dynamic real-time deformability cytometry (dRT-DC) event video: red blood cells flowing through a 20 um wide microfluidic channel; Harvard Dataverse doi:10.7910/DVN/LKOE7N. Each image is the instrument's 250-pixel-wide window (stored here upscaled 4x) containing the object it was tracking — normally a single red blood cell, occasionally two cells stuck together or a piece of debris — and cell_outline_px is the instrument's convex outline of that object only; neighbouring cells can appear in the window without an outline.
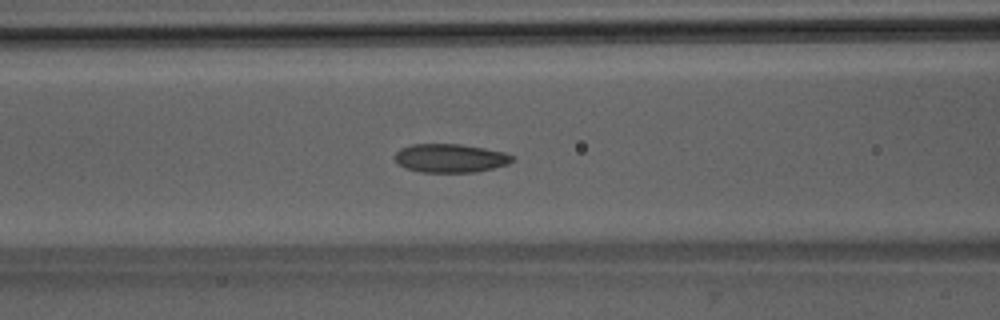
{"species": "Egyptian fruit bat (a non-hibernating species)", "species_latin": "Rousettus aegyptiacus", "temperature_condition": "room temperature", "stored_images_in_passage": 51, "camera_frame_rate_fps": 3000, "um_per_image_px": 0.085, "animal": {"sex": "male"}, "frame": {"image": 1, "passage_image": 21, "time_ms": 6.667, "image_size_px": [1000, 320], "cell_outline_px": [[516, 160], [508, 164], [492, 168], [472, 172], [420, 172], [404, 168], [396, 160], [396, 152], [400, 148], [412, 144], [460, 144], [484, 148], [504, 152], [516, 156]], "centroid_in_image_um": [38.31, 13.44], "position_along_channel_um": 128.3, "area_um2": 19.59}}
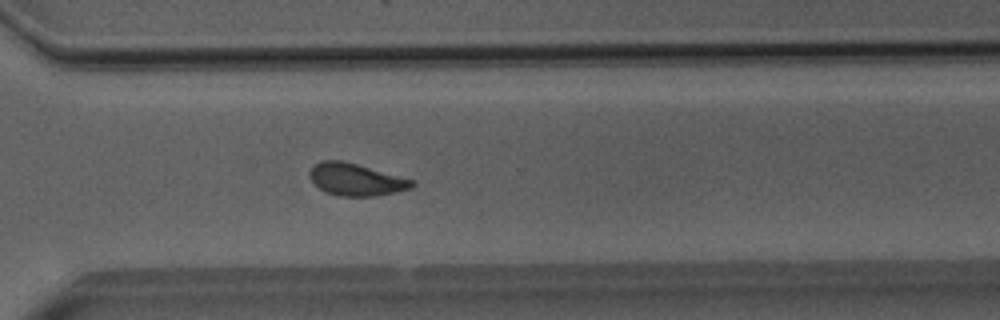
{"frame": {"image": 2, "passage_image": 37, "time_ms": 12.0, "image_size_px": [1000, 320], "cell_outline_px": [[416, 184], [412, 188], [396, 192], [376, 196], [336, 196], [320, 188], [308, 176], [312, 168], [316, 164], [324, 160], [340, 160], [356, 164], [416, 180]], "centroid_in_image_um": [30.32, 15.27], "position_along_channel_um": 340.3, "area_um2": 19.07}}
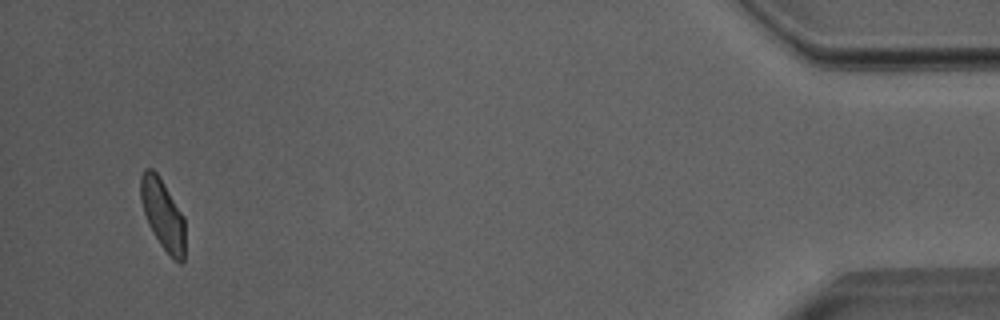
{"frame": {"image": 3, "passage_image": 49, "time_ms": 16.0, "image_size_px": [1000, 320], "cell_outline_px": [[184, 260], [180, 264], [172, 260], [168, 256], [160, 244], [148, 224], [140, 200], [140, 176], [144, 168], [152, 168], [156, 172], [184, 216]], "centroid_in_image_um": [13.83, 18.26], "position_along_channel_um": 421.4, "area_um2": 18.32}, "authors_computed_cell_mechanics": {"area_um2": 19.4786, "velocity_mm_per_s": 3.9796, "shape_relaxation_time_tau1_ms": 4.8434, "shape_relaxation_time_tau2_ms": 1.7913, "deformation_change_tau1": 0.1103, "deformation_change_tau2": 0.0808}}